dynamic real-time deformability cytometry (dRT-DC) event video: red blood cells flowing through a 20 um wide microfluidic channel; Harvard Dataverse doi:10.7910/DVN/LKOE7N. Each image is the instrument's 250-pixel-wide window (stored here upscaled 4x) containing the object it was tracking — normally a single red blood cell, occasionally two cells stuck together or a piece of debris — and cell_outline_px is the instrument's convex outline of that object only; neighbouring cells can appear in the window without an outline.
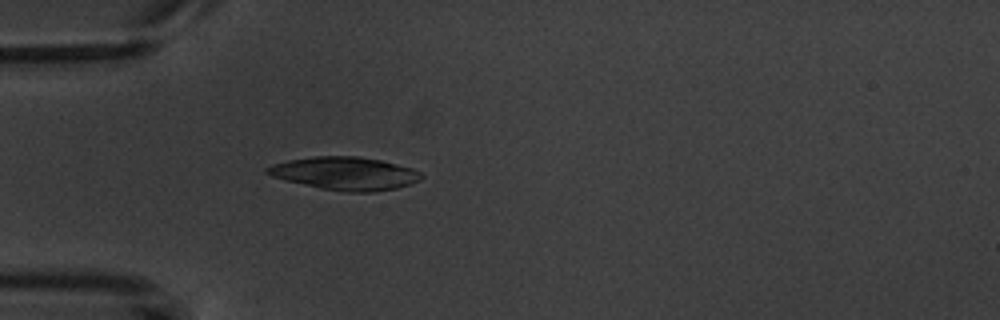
{"species": "common noctule bat (a hibernating species)", "species_latin": "Nyctalus noctula", "temperature_condition": "warm", "stored_images_in_passage": 5, "camera_frame_rate_fps": 3000, "um_per_image_px": 0.085, "animal": {"sex": "male", "body_mass_g": 20.1, "forearm_length_mm": 53.5}, "frame": {"image": 1, "passage_image": 5, "time_ms": 5.333, "image_size_px": [1000, 320], "cell_outline_px": [[424, 176], [420, 180], [396, 188], [376, 192], [348, 192], [320, 188], [284, 180], [272, 176], [264, 172], [264, 168], [272, 164], [288, 160], [316, 156], [360, 156], [380, 160], [412, 168], [420, 172]], "centroid_in_image_um": [29.3, 14.74], "position_along_channel_um": 55.7, "area_um2": 29.65}}